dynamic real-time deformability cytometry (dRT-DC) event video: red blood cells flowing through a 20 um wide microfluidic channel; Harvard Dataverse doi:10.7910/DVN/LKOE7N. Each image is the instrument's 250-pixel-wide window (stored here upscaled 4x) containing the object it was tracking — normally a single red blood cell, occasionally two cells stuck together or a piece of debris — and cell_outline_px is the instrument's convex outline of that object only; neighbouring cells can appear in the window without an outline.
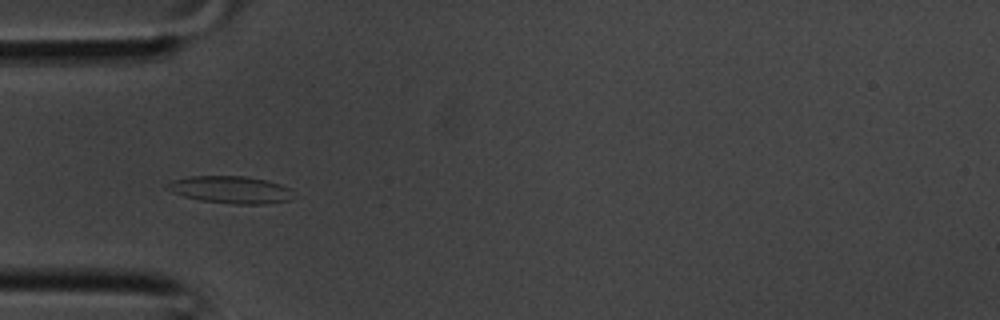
{"species": "common noctule bat (a hibernating species)", "species_latin": "Nyctalus noctula", "temperature_condition": "room temperature", "stored_images_in_passage": 37, "camera_frame_rate_fps": 3000, "um_per_image_px": 0.085, "animal": {"sex": "male", "body_mass_g": 20.1, "forearm_length_mm": 53.5}, "frame": {"image": 1, "passage_image": 11, "time_ms": 3.333, "image_size_px": [1000, 320], "cell_outline_px": [[288, 200], [264, 204], [236, 204], [200, 200], [184, 196], [172, 192], [164, 188], [172, 180], [188, 176], [244, 176], [268, 180], [280, 184], [288, 188]], "centroid_in_image_um": [19.51, 16.11], "position_along_channel_um": 65.5, "area_um2": 19.71}}
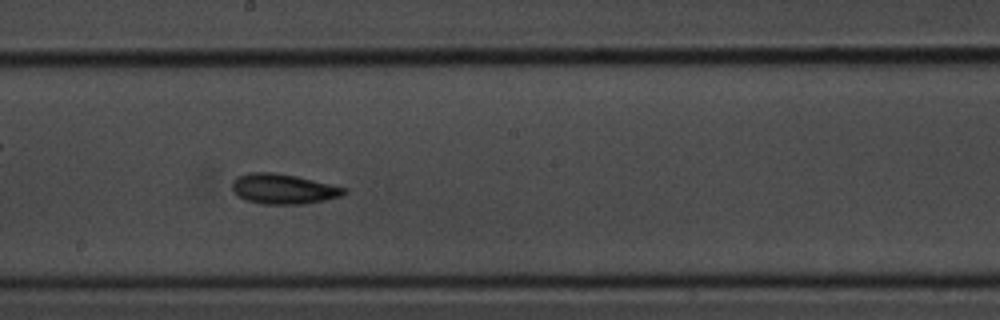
{"frame": {"image": 2, "passage_image": 20, "time_ms": 6.333, "image_size_px": [1000, 320], "cell_outline_px": [[348, 192], [340, 196], [324, 200], [304, 204], [264, 204], [244, 200], [232, 192], [232, 180], [236, 176], [248, 172], [272, 172], [296, 176], [348, 188]], "centroid_in_image_um": [24.04, 16.05], "position_along_channel_um": 224.2, "area_um2": 19.83}}
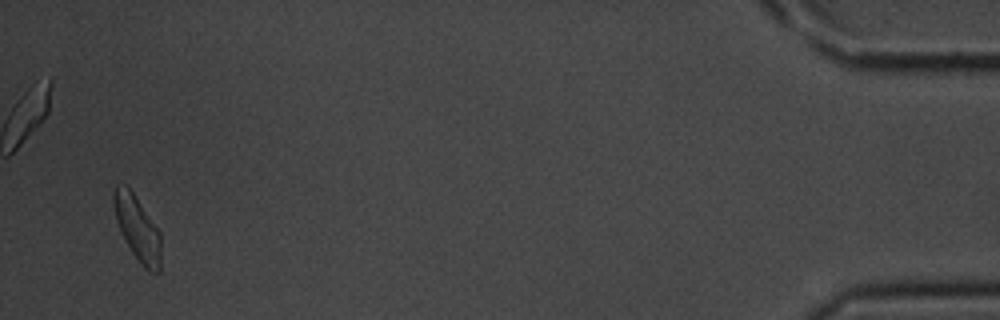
{"frame": {"image": 3, "passage_image": 36, "time_ms": 11.667, "image_size_px": [1000, 320], "cell_outline_px": [[160, 272], [152, 272], [144, 268], [132, 252], [120, 232], [116, 220], [112, 200], [112, 188], [116, 184], [124, 184], [132, 192], [160, 232]], "centroid_in_image_um": [11.64, 19.38], "position_along_channel_um": 423.6, "area_um2": 17.69}}